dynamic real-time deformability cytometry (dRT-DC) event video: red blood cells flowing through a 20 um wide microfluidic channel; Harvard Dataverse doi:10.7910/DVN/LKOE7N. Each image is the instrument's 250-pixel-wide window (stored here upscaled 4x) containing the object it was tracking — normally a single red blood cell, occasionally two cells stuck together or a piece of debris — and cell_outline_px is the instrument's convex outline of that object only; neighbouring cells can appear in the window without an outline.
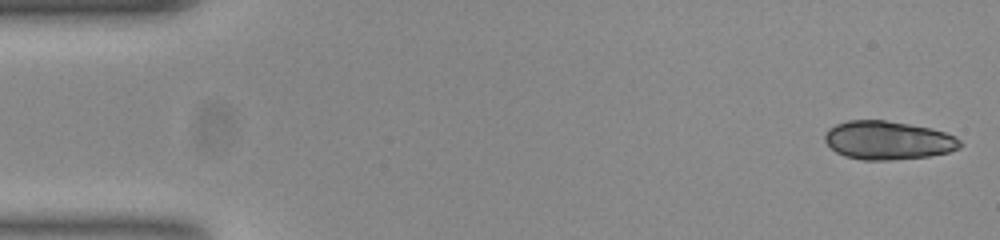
{"species": "common noctule bat (a hibernating species)", "species_latin": "Nyctalus noctula", "temperature_condition": "room temperature", "stored_images_in_passage": 38, "segment_of_instrument_passage": [1, 2], "camera_frame_rate_fps": 3000, "um_per_image_px": 0.085, "animal": {"sex": "female", "body_mass_g": 23.0, "forearm_length_mm": 53.4}, "frame": {"image": 1, "passage_image": 1, "time_ms": 0.0, "image_size_px": [1000, 240], "cell_outline_px": [[964, 144], [960, 148], [948, 152], [928, 156], [892, 160], [860, 160], [844, 156], [836, 152], [824, 140], [824, 132], [828, 128], [836, 124], [848, 120], [884, 120], [932, 128], [956, 136]], "centroid_in_image_um": [75.47, 11.93], "position_along_channel_um": 9.5, "area_um2": 30.58}}
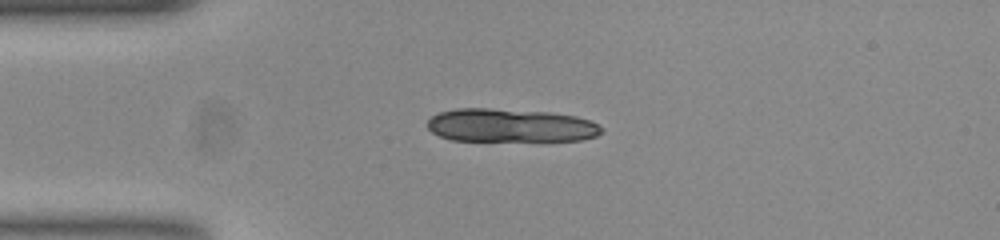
{"frame": {"image": 2, "passage_image": 12, "time_ms": 3.667, "image_size_px": [1000, 240], "cell_outline_px": [[604, 132], [596, 136], [580, 140], [452, 140], [440, 136], [432, 132], [428, 128], [428, 120], [432, 116], [440, 112], [456, 108], [488, 108], [548, 112], [576, 116], [588, 120], [604, 128]], "centroid_in_image_um": [43.39, 10.65], "position_along_channel_um": 41.6, "area_um2": 33.64}}